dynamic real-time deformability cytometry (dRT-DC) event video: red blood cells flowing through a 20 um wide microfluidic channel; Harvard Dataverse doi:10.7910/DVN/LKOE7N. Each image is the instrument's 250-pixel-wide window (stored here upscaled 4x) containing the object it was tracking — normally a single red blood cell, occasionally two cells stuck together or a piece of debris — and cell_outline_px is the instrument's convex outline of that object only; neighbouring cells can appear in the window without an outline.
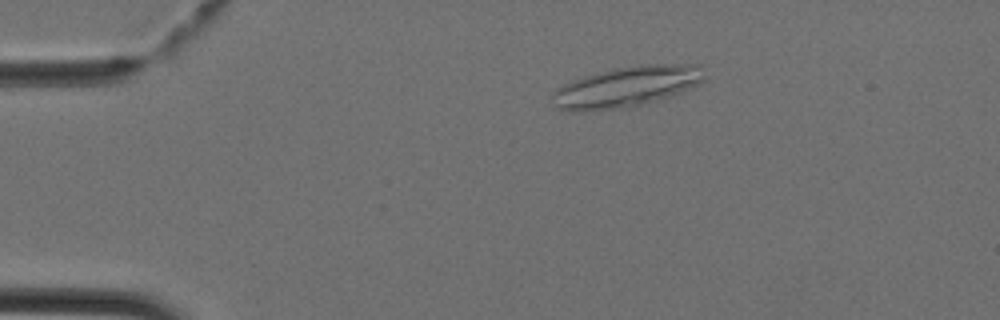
{"species": "Egyptian fruit bat (a non-hibernating species)", "species_latin": "Rousettus aegyptiacus", "temperature_condition": "cold", "stored_images_in_passage": 42, "camera_frame_rate_fps": 3000, "um_per_image_px": 0.085, "animal": {"sex": "female"}, "frame": {"image": 1, "passage_image": 8, "time_ms": 2.333, "image_size_px": [1000, 320], "cell_outline_px": [[704, 80], [700, 84], [672, 96], [628, 108], [576, 112], [572, 112], [556, 108], [552, 92], [564, 84], [572, 80], [584, 76], [616, 68], [640, 64], [700, 64], [704, 76]], "centroid_in_image_um": [53.28, 7.38], "position_along_channel_um": 31.7, "area_um2": 36.18}}
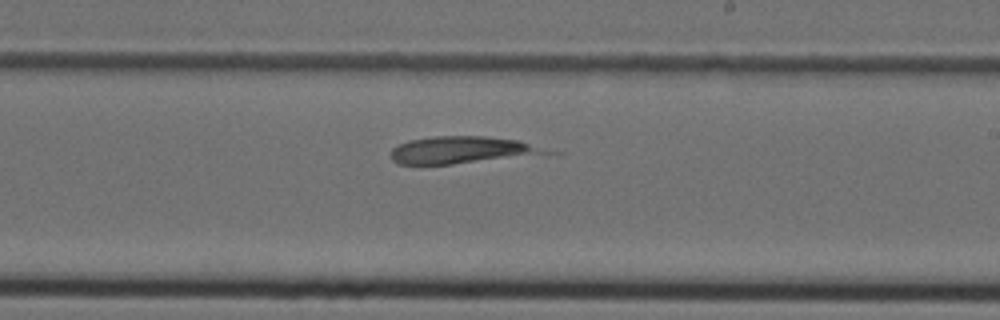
{"frame": {"image": 2, "passage_image": 26, "time_ms": 8.333, "image_size_px": [1000, 320], "cell_outline_px": [[564, 152], [452, 164], [400, 164], [392, 160], [392, 148], [408, 140], [432, 136], [484, 136], [516, 140]], "centroid_in_image_um": [39.33, 12.74], "position_along_channel_um": 249.7, "area_um2": 24.62}}
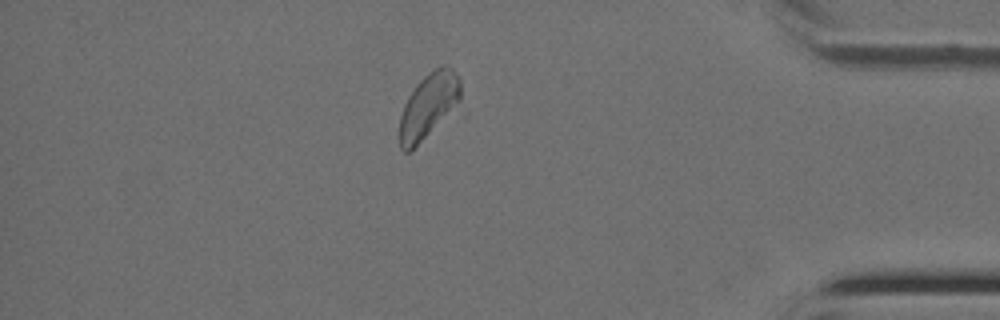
{"frame": {"image": 3, "passage_image": 38, "time_ms": 12.333, "image_size_px": [1000, 320], "cell_outline_px": [[460, 100], [456, 112], [412, 152], [404, 152], [400, 148], [400, 116], [404, 104], [408, 96], [416, 84], [424, 76], [440, 64], [452, 68], [460, 76]], "centroid_in_image_um": [36.47, 9.05], "position_along_channel_um": 398.7, "area_um2": 24.28}}